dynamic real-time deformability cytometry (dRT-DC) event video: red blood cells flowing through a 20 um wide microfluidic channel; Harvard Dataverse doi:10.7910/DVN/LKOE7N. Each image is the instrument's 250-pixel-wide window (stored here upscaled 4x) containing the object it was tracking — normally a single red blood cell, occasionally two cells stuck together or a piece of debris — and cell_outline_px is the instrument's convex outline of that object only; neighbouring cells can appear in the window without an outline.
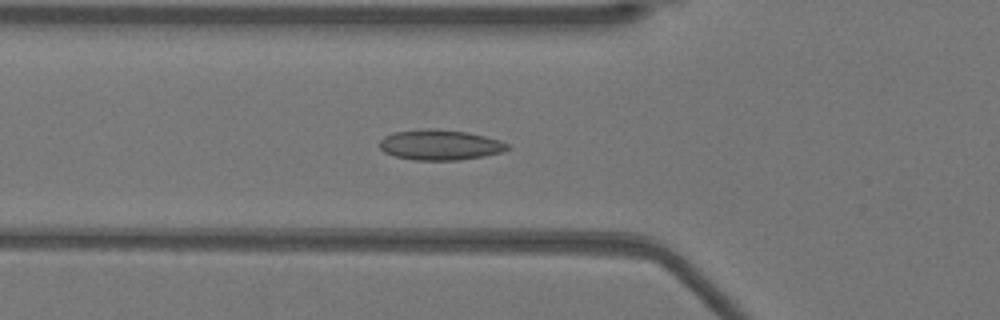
{"species": "Egyptian fruit bat (a non-hibernating species)", "species_latin": "Rousettus aegyptiacus", "temperature_condition": "warm", "stored_images_in_passage": 45, "camera_frame_rate_fps": 3000, "um_per_image_px": 0.085, "animal": {"sex": "female"}, "frame": {"image": 1, "passage_image": 18, "time_ms": 5.667, "image_size_px": [1000, 320], "cell_outline_px": [[508, 148], [500, 152], [484, 156], [456, 160], [416, 160], [396, 156], [384, 152], [380, 148], [380, 140], [384, 136], [392, 132], [468, 132], [500, 140], [508, 144]], "centroid_in_image_um": [37.41, 12.37], "position_along_channel_um": 88.4, "area_um2": 21.33}}
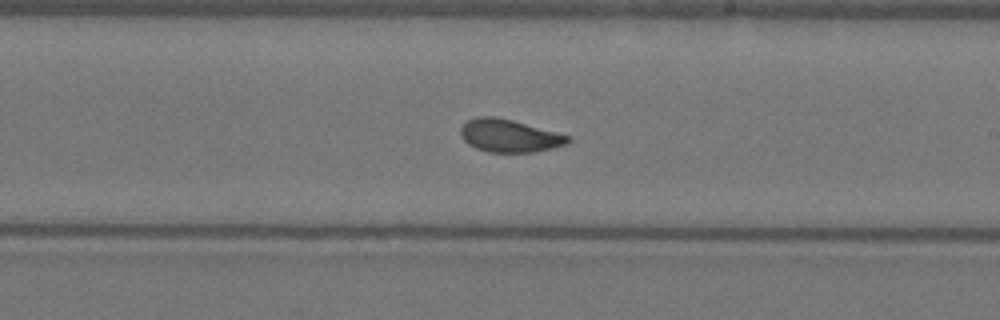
{"frame": {"image": 2, "passage_image": 30, "time_ms": 9.667, "image_size_px": [1000, 320], "cell_outline_px": [[572, 140], [568, 144], [536, 152], [488, 152], [476, 148], [468, 144], [460, 136], [460, 128], [468, 120], [476, 116], [496, 116], [512, 120], [556, 132], [568, 136]], "centroid_in_image_um": [43.27, 11.54], "position_along_channel_um": 245.7, "area_um2": 20.52}}
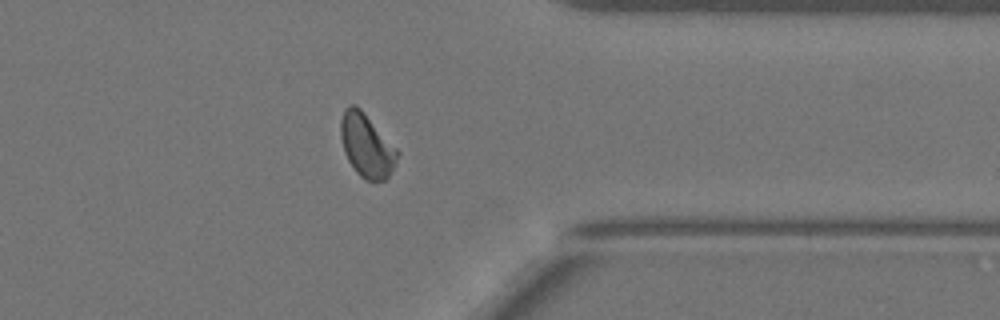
{"frame": {"image": 3, "passage_image": 41, "time_ms": 13.333, "image_size_px": [1000, 320], "cell_outline_px": [[400, 152], [396, 164], [388, 176], [384, 180], [364, 180], [356, 172], [348, 160], [344, 152], [340, 136], [340, 120], [344, 108], [348, 104], [356, 104], [364, 112]], "centroid_in_image_um": [31.15, 12.34], "position_along_channel_um": 380.3, "area_um2": 21.04}, "authors_computed_cell_mechanics": {"area_um2": 21.3282, "velocity_mm_per_s": 3.9189, "shape_relaxation_time_tau1_ms": 5.9491, "shape_relaxation_time_tau2_ms": 1.0959, "deformation_change_tau1": 0.1562, "deformation_change_tau2": 0.0606}}